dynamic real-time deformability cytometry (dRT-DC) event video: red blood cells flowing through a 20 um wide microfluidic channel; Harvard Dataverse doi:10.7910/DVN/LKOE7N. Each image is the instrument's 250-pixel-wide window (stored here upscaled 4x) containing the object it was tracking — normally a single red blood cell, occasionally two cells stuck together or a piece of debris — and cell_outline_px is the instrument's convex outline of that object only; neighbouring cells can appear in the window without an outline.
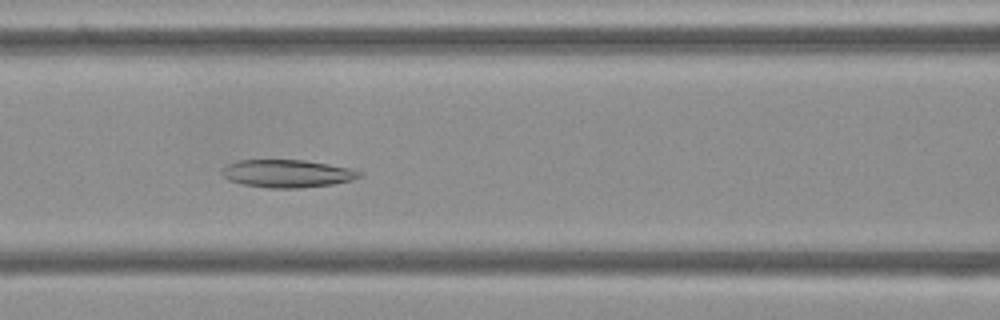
{"species": "Egyptian fruit bat (a non-hibernating species)", "species_latin": "Rousettus aegyptiacus", "temperature_condition": "cold", "stored_images_in_passage": 54, "camera_frame_rate_fps": 3000, "um_per_image_px": 0.085, "frame": {"image": 1, "passage_image": 23, "time_ms": 7.333, "image_size_px": [1000, 320], "cell_outline_px": [[364, 176], [352, 180], [332, 184], [300, 188], [268, 188], [240, 184], [228, 180], [220, 172], [228, 164], [240, 160], [304, 160], [352, 168], [364, 172]], "centroid_in_image_um": [24.45, 14.76], "position_along_channel_um": 142.1, "area_um2": 22.43}}
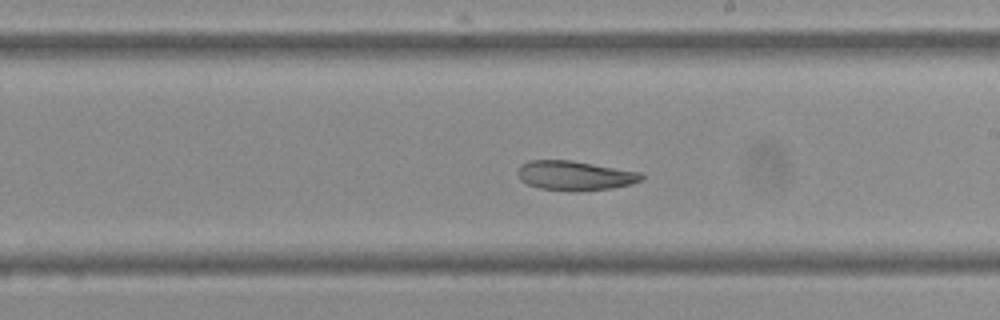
{"frame": {"image": 2, "passage_image": 31, "time_ms": 10.0, "image_size_px": [1000, 320], "cell_outline_px": [[644, 176], [640, 180], [632, 184], [612, 188], [540, 188], [528, 184], [520, 180], [516, 172], [520, 164], [528, 160], [572, 160], [640, 172]], "centroid_in_image_um": [48.82, 14.86], "position_along_channel_um": 240.2, "area_um2": 20.4}}
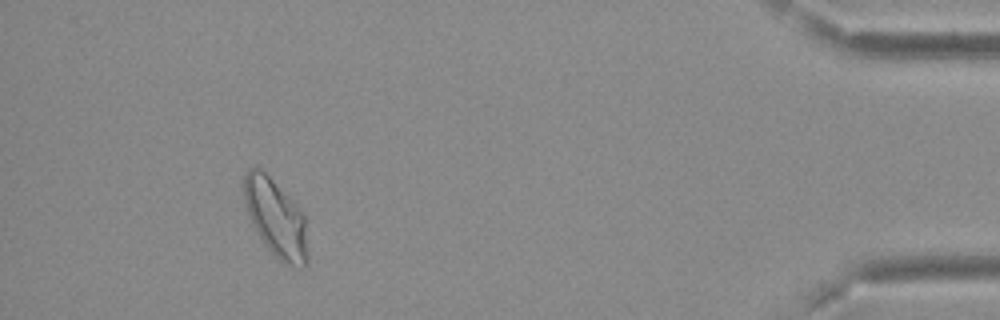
{"frame": {"image": 3, "passage_image": 50, "time_ms": 16.333, "image_size_px": [1000, 320], "cell_outline_px": [[308, 264], [304, 268], [300, 268], [284, 264], [264, 244], [256, 232], [248, 216], [244, 204], [244, 172], [248, 168], [260, 168], [300, 208], [304, 216], [308, 252]], "centroid_in_image_um": [23.44, 18.58], "position_along_channel_um": 411.8, "area_um2": 28.96}, "authors_computed_cell_mechanics": {"area_um2": 25.7499, "velocity_mm_per_s": 3.6904, "shape_relaxation_time_tau1_ms": null, "shape_relaxation_time_tau2_ms": 7.1351, "deformation_change_tau1": null, "deformation_change_tau2": 0.1186}}